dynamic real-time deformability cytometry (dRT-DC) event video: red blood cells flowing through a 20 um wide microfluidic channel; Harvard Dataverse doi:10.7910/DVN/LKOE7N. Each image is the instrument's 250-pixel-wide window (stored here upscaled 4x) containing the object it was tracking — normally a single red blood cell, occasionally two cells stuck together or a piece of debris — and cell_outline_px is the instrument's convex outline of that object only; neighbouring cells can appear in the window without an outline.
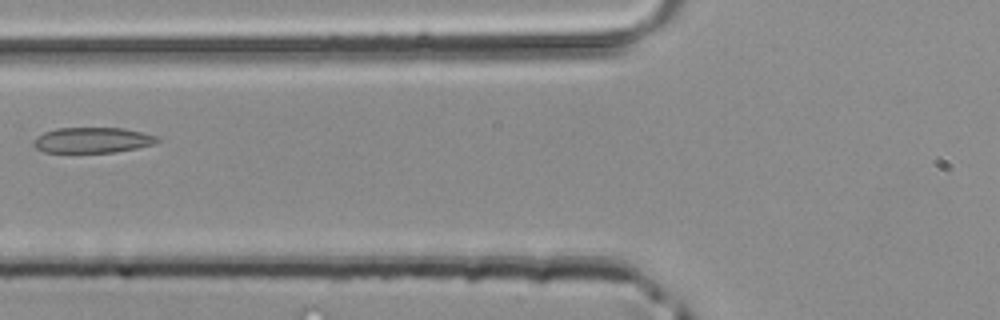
{"species": "common noctule bat (a hibernating species)", "species_latin": "Nyctalus noctula", "temperature_condition": "room temperature", "stored_images_in_passage": 4, "segment_of_instrument_passage": [2, 2], "camera_frame_rate_fps": 3000, "um_per_image_px": 0.085, "animal": {"sex": "male", "body_mass_g": 20.4}, "frame": {"image": 1, "passage_image": 4, "time_ms": 1.0, "image_size_px": [1000, 320], "cell_outline_px": [[160, 140], [156, 144], [116, 152], [44, 152], [36, 148], [32, 144], [36, 136], [44, 132], [56, 128], [120, 128], [140, 132], [156, 136]], "centroid_in_image_um": [7.83, 11.91], "position_along_channel_um": 118.0, "area_um2": 18.32}}